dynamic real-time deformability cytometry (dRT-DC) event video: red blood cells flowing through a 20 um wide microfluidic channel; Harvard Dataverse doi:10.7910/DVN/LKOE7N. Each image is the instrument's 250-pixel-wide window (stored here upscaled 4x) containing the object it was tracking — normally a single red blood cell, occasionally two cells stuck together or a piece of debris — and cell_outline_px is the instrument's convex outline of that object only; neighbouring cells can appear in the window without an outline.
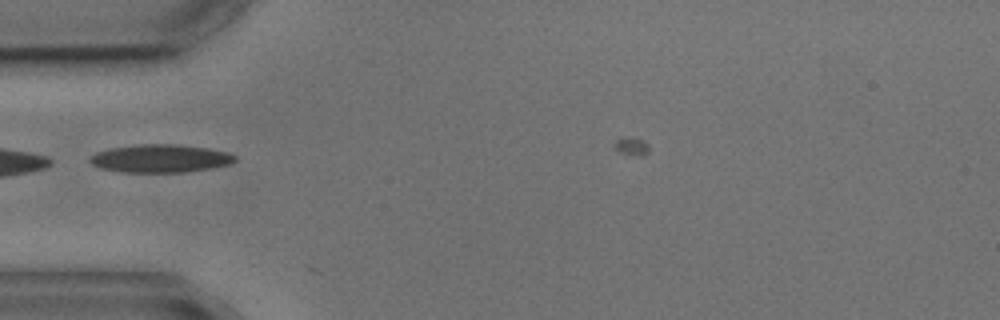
{"species": "common noctule bat (a hibernating species)", "species_latin": "Nyctalus noctula", "temperature_condition": "cold", "stored_images_in_passage": 3, "camera_frame_rate_fps": 3000, "um_per_image_px": 0.085, "animal": {"sex": "male", "body_mass_g": 17.9, "forearm_length_mm": 54.2}, "frame": {"image": 1, "passage_image": 2, "time_ms": 1.333, "image_size_px": [1000, 320], "cell_outline_px": [[236, 160], [232, 164], [212, 168], [184, 172], [120, 172], [100, 168], [92, 164], [88, 160], [96, 152], [108, 148], [136, 144], [176, 144], [208, 148], [228, 152], [236, 156]], "centroid_in_image_um": [13.63, 13.46], "position_along_channel_um": 71.4, "area_um2": 23.93}}